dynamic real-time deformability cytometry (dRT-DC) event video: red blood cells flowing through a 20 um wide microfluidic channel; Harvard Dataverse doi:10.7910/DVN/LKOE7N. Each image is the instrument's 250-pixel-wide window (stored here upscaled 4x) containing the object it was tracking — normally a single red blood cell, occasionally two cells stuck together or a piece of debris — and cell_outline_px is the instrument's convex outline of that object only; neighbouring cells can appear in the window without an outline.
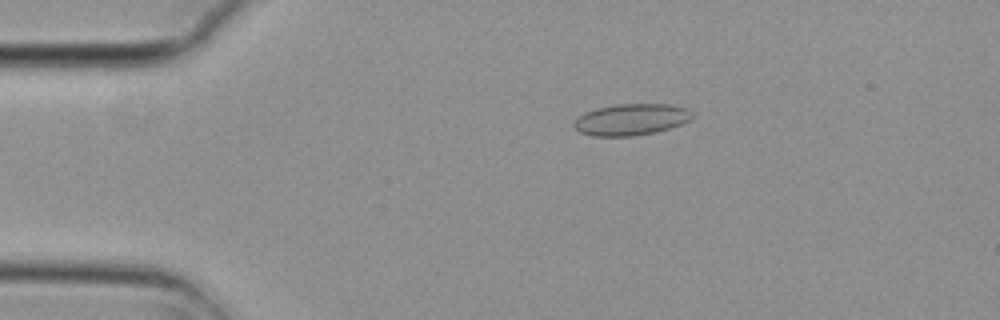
{"species": "common noctule bat (a hibernating species)", "species_latin": "Nyctalus noctula", "temperature_condition": "cold", "stored_images_in_passage": 5, "camera_frame_rate_fps": 3000, "um_per_image_px": 0.085, "animal": {"sex": "female", "body_mass_g": 29.2, "forearm_length_mm": 56.3}, "frame": {"image": 1, "passage_image": 3, "time_ms": 0.667, "image_size_px": [1000, 320], "cell_outline_px": [[692, 116], [688, 120], [680, 124], [656, 132], [632, 136], [592, 136], [580, 132], [572, 124], [576, 116], [584, 112], [596, 108], [616, 104], [672, 104], [688, 108], [692, 112]], "centroid_in_image_um": [53.6, 10.15], "position_along_channel_um": 31.4, "area_um2": 21.79}}
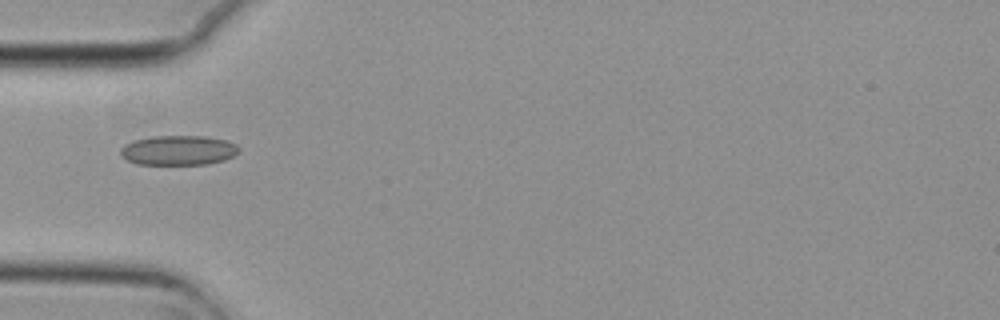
{"frame": {"image": 2, "passage_image": 5, "time_ms": 1.333, "image_size_px": [1000, 320], "cell_outline_px": [[240, 148], [232, 156], [224, 160], [208, 164], [136, 164], [120, 156], [120, 148], [124, 144], [132, 140], [152, 136], [204, 136], [228, 140], [236, 144]], "centroid_in_image_um": [15.13, 12.76], "position_along_channel_um": 69.9, "area_um2": 20.63}}